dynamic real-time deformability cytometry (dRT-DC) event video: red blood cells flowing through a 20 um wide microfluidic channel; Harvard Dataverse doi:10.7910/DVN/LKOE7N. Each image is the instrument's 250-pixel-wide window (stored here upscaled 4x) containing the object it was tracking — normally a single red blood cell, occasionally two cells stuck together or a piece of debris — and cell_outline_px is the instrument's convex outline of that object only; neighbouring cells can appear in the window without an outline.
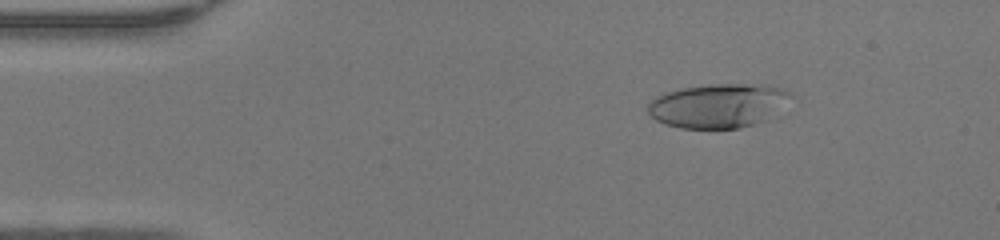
{"species": "human", "species_latin": "Homo sapiens", "temperature_condition": "warm", "stored_images_in_passage": 48, "camera_frame_rate_fps": 3000, "um_per_image_px": 0.085, "donor": {"sex": "female"}, "frame": {"image": 1, "passage_image": 7, "time_ms": 2.0, "image_size_px": [1000, 240], "cell_outline_px": [[796, 96], [776, 116], [740, 128], [680, 128], [656, 120], [648, 112], [648, 104], [656, 96], [664, 92], [680, 88], [708, 84], [768, 84], [784, 88], [792, 92]], "centroid_in_image_um": [61.16, 8.95], "position_along_channel_um": 23.8, "area_um2": 37.45}}
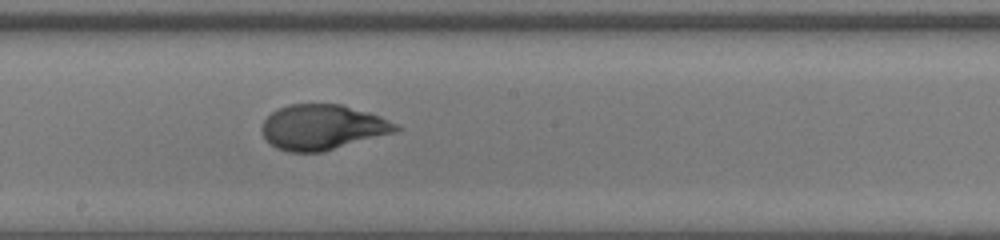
{"frame": {"image": 2, "passage_image": 26, "time_ms": 8.333, "image_size_px": [1000, 240], "cell_outline_px": [[404, 128], [396, 132], [324, 152], [288, 152], [276, 148], [264, 136], [260, 128], [264, 120], [272, 112], [288, 104], [340, 104], [368, 112], [380, 116]], "centroid_in_image_um": [27.43, 10.82], "position_along_channel_um": 220.8, "area_um2": 35.32}}
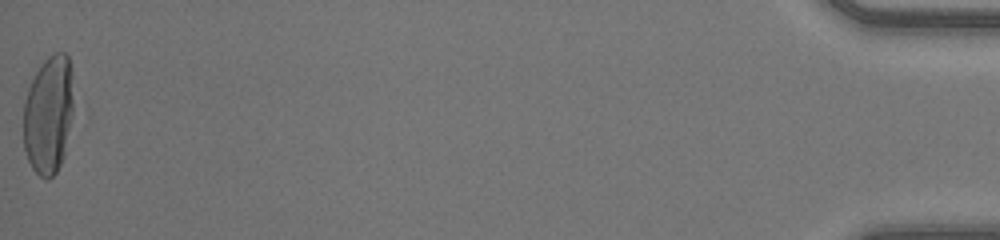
{"frame": {"image": 3, "passage_image": 48, "time_ms": 15.667, "image_size_px": [1000, 240], "cell_outline_px": [[76, 116], [64, 156], [56, 172], [48, 180], [40, 176], [32, 168], [28, 160], [24, 148], [24, 100], [28, 88], [36, 72], [44, 60], [52, 52], [64, 52], [68, 56], [72, 72]], "centroid_in_image_um": [4.19, 9.73], "position_along_channel_um": 431.0, "area_um2": 35.84}, "authors_computed_cell_mechanics": {"area_um2": 35.547, "velocity_mm_per_s": 4.3091, "shape_relaxation_time_tau1_ms": 4.7838, "shape_relaxation_time_tau2_ms": 0.7, "deformation_change_tau1": 0.2483, "deformation_change_tau2": 0.0589}}